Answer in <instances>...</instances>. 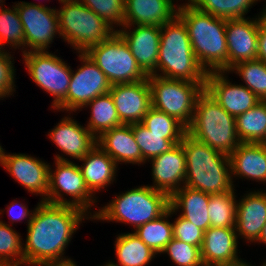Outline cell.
<instances>
[{
	"label": "cell",
	"mask_w": 266,
	"mask_h": 266,
	"mask_svg": "<svg viewBox=\"0 0 266 266\" xmlns=\"http://www.w3.org/2000/svg\"><path fill=\"white\" fill-rule=\"evenodd\" d=\"M86 219L92 221V217L79 207L38 202L23 243L24 265L65 259L66 247Z\"/></svg>",
	"instance_id": "6da1fadb"
},
{
	"label": "cell",
	"mask_w": 266,
	"mask_h": 266,
	"mask_svg": "<svg viewBox=\"0 0 266 266\" xmlns=\"http://www.w3.org/2000/svg\"><path fill=\"white\" fill-rule=\"evenodd\" d=\"M177 16L185 23L192 50L204 70L228 72L226 20L191 4L179 6Z\"/></svg>",
	"instance_id": "7a4b0ae2"
},
{
	"label": "cell",
	"mask_w": 266,
	"mask_h": 266,
	"mask_svg": "<svg viewBox=\"0 0 266 266\" xmlns=\"http://www.w3.org/2000/svg\"><path fill=\"white\" fill-rule=\"evenodd\" d=\"M181 144L186 158L184 186L210 195L235 190L229 155L211 148L188 133Z\"/></svg>",
	"instance_id": "3957f363"
},
{
	"label": "cell",
	"mask_w": 266,
	"mask_h": 266,
	"mask_svg": "<svg viewBox=\"0 0 266 266\" xmlns=\"http://www.w3.org/2000/svg\"><path fill=\"white\" fill-rule=\"evenodd\" d=\"M153 75L190 82L206 81L207 72L198 62L185 23L178 16L161 26L157 69Z\"/></svg>",
	"instance_id": "277c9868"
},
{
	"label": "cell",
	"mask_w": 266,
	"mask_h": 266,
	"mask_svg": "<svg viewBox=\"0 0 266 266\" xmlns=\"http://www.w3.org/2000/svg\"><path fill=\"white\" fill-rule=\"evenodd\" d=\"M170 207V197L141 185L116 195L102 208L93 211L92 220L130 224L134 231L143 224L157 219Z\"/></svg>",
	"instance_id": "5b68a950"
},
{
	"label": "cell",
	"mask_w": 266,
	"mask_h": 266,
	"mask_svg": "<svg viewBox=\"0 0 266 266\" xmlns=\"http://www.w3.org/2000/svg\"><path fill=\"white\" fill-rule=\"evenodd\" d=\"M187 133L211 148L230 155L241 143L235 117L228 114L204 89L195 104Z\"/></svg>",
	"instance_id": "8992f818"
},
{
	"label": "cell",
	"mask_w": 266,
	"mask_h": 266,
	"mask_svg": "<svg viewBox=\"0 0 266 266\" xmlns=\"http://www.w3.org/2000/svg\"><path fill=\"white\" fill-rule=\"evenodd\" d=\"M57 9L60 37L70 44L75 53H84L90 47L109 38L115 30L94 11L79 0H59Z\"/></svg>",
	"instance_id": "52a82bcc"
},
{
	"label": "cell",
	"mask_w": 266,
	"mask_h": 266,
	"mask_svg": "<svg viewBox=\"0 0 266 266\" xmlns=\"http://www.w3.org/2000/svg\"><path fill=\"white\" fill-rule=\"evenodd\" d=\"M151 90V106L177 118L186 127L193 119L198 96L205 89V82L167 79L148 76Z\"/></svg>",
	"instance_id": "ba28073f"
},
{
	"label": "cell",
	"mask_w": 266,
	"mask_h": 266,
	"mask_svg": "<svg viewBox=\"0 0 266 266\" xmlns=\"http://www.w3.org/2000/svg\"><path fill=\"white\" fill-rule=\"evenodd\" d=\"M85 53L111 84L132 83L148 78L117 31L106 40L90 47Z\"/></svg>",
	"instance_id": "9c48e42d"
},
{
	"label": "cell",
	"mask_w": 266,
	"mask_h": 266,
	"mask_svg": "<svg viewBox=\"0 0 266 266\" xmlns=\"http://www.w3.org/2000/svg\"><path fill=\"white\" fill-rule=\"evenodd\" d=\"M54 165L55 170L49 166L48 194L45 202L76 206L93 217L91 207L97 205V197L87 188L80 166L71 160H55ZM66 195L72 199L64 198Z\"/></svg>",
	"instance_id": "30bf717a"
},
{
	"label": "cell",
	"mask_w": 266,
	"mask_h": 266,
	"mask_svg": "<svg viewBox=\"0 0 266 266\" xmlns=\"http://www.w3.org/2000/svg\"><path fill=\"white\" fill-rule=\"evenodd\" d=\"M28 75L42 90L53 96L51 109H55L67 95L72 68L48 51L22 53Z\"/></svg>",
	"instance_id": "8fae6325"
},
{
	"label": "cell",
	"mask_w": 266,
	"mask_h": 266,
	"mask_svg": "<svg viewBox=\"0 0 266 266\" xmlns=\"http://www.w3.org/2000/svg\"><path fill=\"white\" fill-rule=\"evenodd\" d=\"M81 66L71 72V81L66 98L55 108L56 111L71 112L81 109L94 98L108 93L111 83L99 67L84 53H78Z\"/></svg>",
	"instance_id": "7c38bea8"
},
{
	"label": "cell",
	"mask_w": 266,
	"mask_h": 266,
	"mask_svg": "<svg viewBox=\"0 0 266 266\" xmlns=\"http://www.w3.org/2000/svg\"><path fill=\"white\" fill-rule=\"evenodd\" d=\"M14 5L23 26L25 53L47 51L54 38H60L57 9L25 1L15 2ZM57 34L59 37H56Z\"/></svg>",
	"instance_id": "4fadbf2b"
},
{
	"label": "cell",
	"mask_w": 266,
	"mask_h": 266,
	"mask_svg": "<svg viewBox=\"0 0 266 266\" xmlns=\"http://www.w3.org/2000/svg\"><path fill=\"white\" fill-rule=\"evenodd\" d=\"M37 157L25 153H4L0 166L8 171L16 182L22 185L31 194L41 196V201L47 199L49 165Z\"/></svg>",
	"instance_id": "5bb4252c"
},
{
	"label": "cell",
	"mask_w": 266,
	"mask_h": 266,
	"mask_svg": "<svg viewBox=\"0 0 266 266\" xmlns=\"http://www.w3.org/2000/svg\"><path fill=\"white\" fill-rule=\"evenodd\" d=\"M229 72H208L205 90L220 106L233 117H237L253 108L260 99L244 84H232L228 78Z\"/></svg>",
	"instance_id": "9a60e30c"
},
{
	"label": "cell",
	"mask_w": 266,
	"mask_h": 266,
	"mask_svg": "<svg viewBox=\"0 0 266 266\" xmlns=\"http://www.w3.org/2000/svg\"><path fill=\"white\" fill-rule=\"evenodd\" d=\"M121 124L142 122L151 107V90L148 79L112 84L109 91Z\"/></svg>",
	"instance_id": "2e32d148"
},
{
	"label": "cell",
	"mask_w": 266,
	"mask_h": 266,
	"mask_svg": "<svg viewBox=\"0 0 266 266\" xmlns=\"http://www.w3.org/2000/svg\"><path fill=\"white\" fill-rule=\"evenodd\" d=\"M260 22L259 15L255 18L244 17L226 20L228 71L241 62L257 59Z\"/></svg>",
	"instance_id": "e0dca14e"
},
{
	"label": "cell",
	"mask_w": 266,
	"mask_h": 266,
	"mask_svg": "<svg viewBox=\"0 0 266 266\" xmlns=\"http://www.w3.org/2000/svg\"><path fill=\"white\" fill-rule=\"evenodd\" d=\"M116 29L128 44L141 70L147 76L153 75L157 69L161 27L124 25L121 29Z\"/></svg>",
	"instance_id": "ac0fdd59"
},
{
	"label": "cell",
	"mask_w": 266,
	"mask_h": 266,
	"mask_svg": "<svg viewBox=\"0 0 266 266\" xmlns=\"http://www.w3.org/2000/svg\"><path fill=\"white\" fill-rule=\"evenodd\" d=\"M52 143L56 144L62 155H55V160L70 161L65 158L81 159L97 144V138L87 127L82 126L70 115L61 118L48 135ZM66 155V156H65Z\"/></svg>",
	"instance_id": "d6986e66"
},
{
	"label": "cell",
	"mask_w": 266,
	"mask_h": 266,
	"mask_svg": "<svg viewBox=\"0 0 266 266\" xmlns=\"http://www.w3.org/2000/svg\"><path fill=\"white\" fill-rule=\"evenodd\" d=\"M151 161L153 189L171 197L184 186L186 177V158L181 143L169 152L154 157ZM182 184V185H181Z\"/></svg>",
	"instance_id": "ffe728a7"
},
{
	"label": "cell",
	"mask_w": 266,
	"mask_h": 266,
	"mask_svg": "<svg viewBox=\"0 0 266 266\" xmlns=\"http://www.w3.org/2000/svg\"><path fill=\"white\" fill-rule=\"evenodd\" d=\"M242 197L236 200V233L239 240L255 243L266 224V190L250 191Z\"/></svg>",
	"instance_id": "44dd1931"
},
{
	"label": "cell",
	"mask_w": 266,
	"mask_h": 266,
	"mask_svg": "<svg viewBox=\"0 0 266 266\" xmlns=\"http://www.w3.org/2000/svg\"><path fill=\"white\" fill-rule=\"evenodd\" d=\"M238 236L235 228L209 227L204 232L201 259L204 266L233 264L238 256Z\"/></svg>",
	"instance_id": "7402d4cb"
},
{
	"label": "cell",
	"mask_w": 266,
	"mask_h": 266,
	"mask_svg": "<svg viewBox=\"0 0 266 266\" xmlns=\"http://www.w3.org/2000/svg\"><path fill=\"white\" fill-rule=\"evenodd\" d=\"M172 0H125L124 25L161 27L178 15L179 5Z\"/></svg>",
	"instance_id": "603a6c76"
},
{
	"label": "cell",
	"mask_w": 266,
	"mask_h": 266,
	"mask_svg": "<svg viewBox=\"0 0 266 266\" xmlns=\"http://www.w3.org/2000/svg\"><path fill=\"white\" fill-rule=\"evenodd\" d=\"M229 159L232 180L238 177L266 184L265 144L240 143L229 155Z\"/></svg>",
	"instance_id": "cb8c5ba5"
},
{
	"label": "cell",
	"mask_w": 266,
	"mask_h": 266,
	"mask_svg": "<svg viewBox=\"0 0 266 266\" xmlns=\"http://www.w3.org/2000/svg\"><path fill=\"white\" fill-rule=\"evenodd\" d=\"M97 144L119 164H143V157L131 125L122 124L103 132L97 138Z\"/></svg>",
	"instance_id": "d4e9b609"
},
{
	"label": "cell",
	"mask_w": 266,
	"mask_h": 266,
	"mask_svg": "<svg viewBox=\"0 0 266 266\" xmlns=\"http://www.w3.org/2000/svg\"><path fill=\"white\" fill-rule=\"evenodd\" d=\"M79 162H84L79 166L85 184L94 196L116 180L118 165L98 144Z\"/></svg>",
	"instance_id": "484cf974"
},
{
	"label": "cell",
	"mask_w": 266,
	"mask_h": 266,
	"mask_svg": "<svg viewBox=\"0 0 266 266\" xmlns=\"http://www.w3.org/2000/svg\"><path fill=\"white\" fill-rule=\"evenodd\" d=\"M209 199L210 194L183 186L170 197V207L205 232L210 227Z\"/></svg>",
	"instance_id": "4316f807"
},
{
	"label": "cell",
	"mask_w": 266,
	"mask_h": 266,
	"mask_svg": "<svg viewBox=\"0 0 266 266\" xmlns=\"http://www.w3.org/2000/svg\"><path fill=\"white\" fill-rule=\"evenodd\" d=\"M115 239L114 251L118 262L109 260L114 266H146L157 255L133 232L118 234Z\"/></svg>",
	"instance_id": "83f0119b"
},
{
	"label": "cell",
	"mask_w": 266,
	"mask_h": 266,
	"mask_svg": "<svg viewBox=\"0 0 266 266\" xmlns=\"http://www.w3.org/2000/svg\"><path fill=\"white\" fill-rule=\"evenodd\" d=\"M90 108V118L85 126L98 138L103 132L122 125L110 93L100 95L86 104Z\"/></svg>",
	"instance_id": "f1b7e54d"
},
{
	"label": "cell",
	"mask_w": 266,
	"mask_h": 266,
	"mask_svg": "<svg viewBox=\"0 0 266 266\" xmlns=\"http://www.w3.org/2000/svg\"><path fill=\"white\" fill-rule=\"evenodd\" d=\"M236 130L241 143H263L266 135V101L237 116Z\"/></svg>",
	"instance_id": "f546056e"
},
{
	"label": "cell",
	"mask_w": 266,
	"mask_h": 266,
	"mask_svg": "<svg viewBox=\"0 0 266 266\" xmlns=\"http://www.w3.org/2000/svg\"><path fill=\"white\" fill-rule=\"evenodd\" d=\"M172 215L174 210L169 207L160 217L143 224L133 233L157 255H161L166 245L173 239V224L169 220Z\"/></svg>",
	"instance_id": "4dcf8cb0"
},
{
	"label": "cell",
	"mask_w": 266,
	"mask_h": 266,
	"mask_svg": "<svg viewBox=\"0 0 266 266\" xmlns=\"http://www.w3.org/2000/svg\"><path fill=\"white\" fill-rule=\"evenodd\" d=\"M234 191L236 190L210 195L208 205L210 227L235 228L237 196Z\"/></svg>",
	"instance_id": "1f68e13d"
},
{
	"label": "cell",
	"mask_w": 266,
	"mask_h": 266,
	"mask_svg": "<svg viewBox=\"0 0 266 266\" xmlns=\"http://www.w3.org/2000/svg\"><path fill=\"white\" fill-rule=\"evenodd\" d=\"M261 0H192L196 9L225 20L244 18L249 8Z\"/></svg>",
	"instance_id": "d6a6232c"
},
{
	"label": "cell",
	"mask_w": 266,
	"mask_h": 266,
	"mask_svg": "<svg viewBox=\"0 0 266 266\" xmlns=\"http://www.w3.org/2000/svg\"><path fill=\"white\" fill-rule=\"evenodd\" d=\"M144 126L157 135L170 141H182L187 133V127L177 118L167 115L165 112L150 107L142 122Z\"/></svg>",
	"instance_id": "836d02e7"
},
{
	"label": "cell",
	"mask_w": 266,
	"mask_h": 266,
	"mask_svg": "<svg viewBox=\"0 0 266 266\" xmlns=\"http://www.w3.org/2000/svg\"><path fill=\"white\" fill-rule=\"evenodd\" d=\"M4 46L14 51L21 48V52L25 53V36L16 5L12 8L0 7V49L4 50Z\"/></svg>",
	"instance_id": "e575fe53"
},
{
	"label": "cell",
	"mask_w": 266,
	"mask_h": 266,
	"mask_svg": "<svg viewBox=\"0 0 266 266\" xmlns=\"http://www.w3.org/2000/svg\"><path fill=\"white\" fill-rule=\"evenodd\" d=\"M131 127L143 157V164L162 153L169 152L181 143V141H170L163 138V135L151 133L141 122L131 124Z\"/></svg>",
	"instance_id": "d590c367"
},
{
	"label": "cell",
	"mask_w": 266,
	"mask_h": 266,
	"mask_svg": "<svg viewBox=\"0 0 266 266\" xmlns=\"http://www.w3.org/2000/svg\"><path fill=\"white\" fill-rule=\"evenodd\" d=\"M10 224L0 219V266H22L23 239Z\"/></svg>",
	"instance_id": "8d00e7d4"
},
{
	"label": "cell",
	"mask_w": 266,
	"mask_h": 266,
	"mask_svg": "<svg viewBox=\"0 0 266 266\" xmlns=\"http://www.w3.org/2000/svg\"><path fill=\"white\" fill-rule=\"evenodd\" d=\"M228 72L238 74L250 91L260 101H266V63L259 59L241 62L233 66Z\"/></svg>",
	"instance_id": "74e56055"
},
{
	"label": "cell",
	"mask_w": 266,
	"mask_h": 266,
	"mask_svg": "<svg viewBox=\"0 0 266 266\" xmlns=\"http://www.w3.org/2000/svg\"><path fill=\"white\" fill-rule=\"evenodd\" d=\"M84 6L103 18L115 31L124 26L125 0H79ZM116 25V26H115Z\"/></svg>",
	"instance_id": "f35d334b"
},
{
	"label": "cell",
	"mask_w": 266,
	"mask_h": 266,
	"mask_svg": "<svg viewBox=\"0 0 266 266\" xmlns=\"http://www.w3.org/2000/svg\"><path fill=\"white\" fill-rule=\"evenodd\" d=\"M168 254L172 263L177 266H204L201 259V249L173 238L161 252Z\"/></svg>",
	"instance_id": "ab89813d"
},
{
	"label": "cell",
	"mask_w": 266,
	"mask_h": 266,
	"mask_svg": "<svg viewBox=\"0 0 266 266\" xmlns=\"http://www.w3.org/2000/svg\"><path fill=\"white\" fill-rule=\"evenodd\" d=\"M6 49H0V99L10 97L16 92L14 57ZM12 55V56H11Z\"/></svg>",
	"instance_id": "60d3db41"
},
{
	"label": "cell",
	"mask_w": 266,
	"mask_h": 266,
	"mask_svg": "<svg viewBox=\"0 0 266 266\" xmlns=\"http://www.w3.org/2000/svg\"><path fill=\"white\" fill-rule=\"evenodd\" d=\"M172 224L173 238L197 246L201 249L204 238L203 230L179 215H177Z\"/></svg>",
	"instance_id": "b9f144b4"
},
{
	"label": "cell",
	"mask_w": 266,
	"mask_h": 266,
	"mask_svg": "<svg viewBox=\"0 0 266 266\" xmlns=\"http://www.w3.org/2000/svg\"><path fill=\"white\" fill-rule=\"evenodd\" d=\"M11 204H9L7 206L8 209H6L8 216L10 217V221H11V225H14V222H21L22 220L26 219V223L27 226L29 225V223L31 222V219L33 217L35 208L33 210H29L28 206L24 203H21L17 200H14L12 202H10ZM17 208V209H16ZM18 210V211H17Z\"/></svg>",
	"instance_id": "7bdbcfd3"
},
{
	"label": "cell",
	"mask_w": 266,
	"mask_h": 266,
	"mask_svg": "<svg viewBox=\"0 0 266 266\" xmlns=\"http://www.w3.org/2000/svg\"><path fill=\"white\" fill-rule=\"evenodd\" d=\"M257 59L266 63V26L259 23Z\"/></svg>",
	"instance_id": "ee69618b"
},
{
	"label": "cell",
	"mask_w": 266,
	"mask_h": 266,
	"mask_svg": "<svg viewBox=\"0 0 266 266\" xmlns=\"http://www.w3.org/2000/svg\"><path fill=\"white\" fill-rule=\"evenodd\" d=\"M33 266H77L76 262L71 258H65L61 260H47L36 263Z\"/></svg>",
	"instance_id": "f6af8a7d"
},
{
	"label": "cell",
	"mask_w": 266,
	"mask_h": 266,
	"mask_svg": "<svg viewBox=\"0 0 266 266\" xmlns=\"http://www.w3.org/2000/svg\"><path fill=\"white\" fill-rule=\"evenodd\" d=\"M256 243H258V244L262 243V244L266 245V224L262 228L261 234H260L258 240L256 241Z\"/></svg>",
	"instance_id": "bcb514c9"
},
{
	"label": "cell",
	"mask_w": 266,
	"mask_h": 266,
	"mask_svg": "<svg viewBox=\"0 0 266 266\" xmlns=\"http://www.w3.org/2000/svg\"><path fill=\"white\" fill-rule=\"evenodd\" d=\"M217 266H254L252 264H250L249 262L247 263L246 261H239L237 263H233V264H225V265H217Z\"/></svg>",
	"instance_id": "7dc6e473"
},
{
	"label": "cell",
	"mask_w": 266,
	"mask_h": 266,
	"mask_svg": "<svg viewBox=\"0 0 266 266\" xmlns=\"http://www.w3.org/2000/svg\"><path fill=\"white\" fill-rule=\"evenodd\" d=\"M262 10H261V12L259 14V17H260L261 23L266 26V4H265V7H263Z\"/></svg>",
	"instance_id": "c3c4849f"
},
{
	"label": "cell",
	"mask_w": 266,
	"mask_h": 266,
	"mask_svg": "<svg viewBox=\"0 0 266 266\" xmlns=\"http://www.w3.org/2000/svg\"><path fill=\"white\" fill-rule=\"evenodd\" d=\"M172 1H174V0H172ZM181 1V0H180ZM183 1V0H182ZM187 0H185V2H186ZM191 2H192V0H188L186 3H181L179 6H181V5H189V4H191Z\"/></svg>",
	"instance_id": "681fc988"
},
{
	"label": "cell",
	"mask_w": 266,
	"mask_h": 266,
	"mask_svg": "<svg viewBox=\"0 0 266 266\" xmlns=\"http://www.w3.org/2000/svg\"><path fill=\"white\" fill-rule=\"evenodd\" d=\"M5 153V150L2 148V146L0 145V160L2 155Z\"/></svg>",
	"instance_id": "f907efd6"
},
{
	"label": "cell",
	"mask_w": 266,
	"mask_h": 266,
	"mask_svg": "<svg viewBox=\"0 0 266 266\" xmlns=\"http://www.w3.org/2000/svg\"><path fill=\"white\" fill-rule=\"evenodd\" d=\"M101 266H114V265H112V264L108 261V263L103 264V265H101Z\"/></svg>",
	"instance_id": "816d5d0a"
},
{
	"label": "cell",
	"mask_w": 266,
	"mask_h": 266,
	"mask_svg": "<svg viewBox=\"0 0 266 266\" xmlns=\"http://www.w3.org/2000/svg\"><path fill=\"white\" fill-rule=\"evenodd\" d=\"M5 0H0V7H3L5 6L3 3H4Z\"/></svg>",
	"instance_id": "f5cc1de1"
},
{
	"label": "cell",
	"mask_w": 266,
	"mask_h": 266,
	"mask_svg": "<svg viewBox=\"0 0 266 266\" xmlns=\"http://www.w3.org/2000/svg\"><path fill=\"white\" fill-rule=\"evenodd\" d=\"M263 264H261V266H266V260H265V262H262Z\"/></svg>",
	"instance_id": "db71d44e"
}]
</instances>
